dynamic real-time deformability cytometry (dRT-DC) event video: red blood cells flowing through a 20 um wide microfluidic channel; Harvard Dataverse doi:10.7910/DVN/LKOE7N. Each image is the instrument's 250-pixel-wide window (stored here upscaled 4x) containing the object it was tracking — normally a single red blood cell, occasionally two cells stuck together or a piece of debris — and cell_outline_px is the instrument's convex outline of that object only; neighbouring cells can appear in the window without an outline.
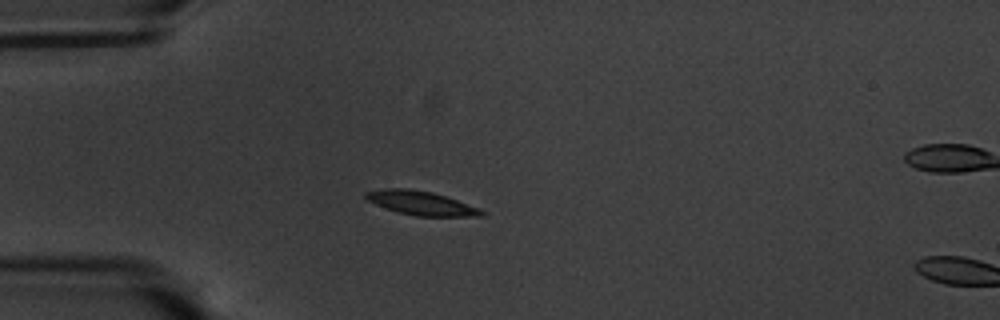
{"species": "common noctule bat (a hibernating species)", "species_latin": "Nyctalus noctula", "temperature_condition": "warm", "stored_images_in_passage": 3, "camera_frame_rate_fps": 3000, "um_per_image_px": 0.085, "animal": {"sex": "male", "body_mass_g": 20.1, "forearm_length_mm": 53.5}, "frame": {"image": 1, "passage_image": 1, "time_ms": 0.0, "image_size_px": [1000, 320], "cell_outline_px": [[484, 216], [416, 216], [396, 212], [376, 204], [368, 200], [364, 196], [364, 192], [384, 188], [408, 188], [432, 192], [456, 200], [476, 208], [484, 212]], "centroid_in_image_um": [35.71, 17.25], "position_along_channel_um": 49.3, "area_um2": 15.9}}